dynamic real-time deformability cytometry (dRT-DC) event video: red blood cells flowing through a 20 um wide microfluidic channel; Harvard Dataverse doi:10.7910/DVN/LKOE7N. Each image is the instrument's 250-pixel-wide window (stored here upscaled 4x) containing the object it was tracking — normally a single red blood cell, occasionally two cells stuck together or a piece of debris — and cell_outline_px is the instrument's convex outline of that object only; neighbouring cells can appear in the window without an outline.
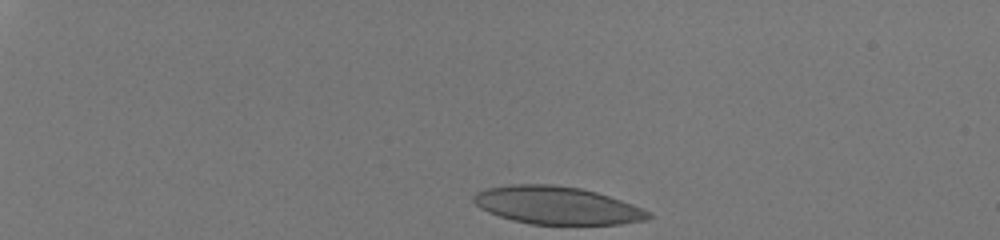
{"species": "human", "species_latin": "Homo sapiens", "temperature_condition": "room temperature", "stored_images_in_passage": 37, "camera_frame_rate_fps": 3000, "um_per_image_px": 0.085, "donor": {"sex": "male"}, "frame": {"image": 1, "passage_image": 1, "time_ms": 0.0, "image_size_px": [1000, 240], "cell_outline_px": [[652, 216], [648, 220], [620, 224], [532, 224], [512, 220], [488, 212], [480, 208], [472, 200], [472, 196], [476, 192], [488, 188], [512, 184], [552, 184], [580, 188], [596, 192], [632, 204], [648, 212]], "centroid_in_image_um": [47.31, 17.45], "position_along_channel_um": 37.7, "area_um2": 38.26}}
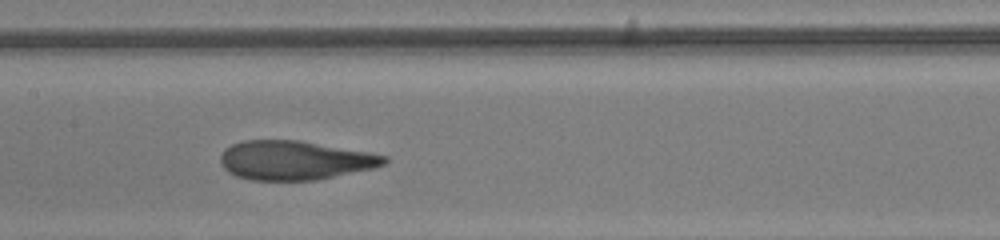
{"frame": {"image": 2, "passage_image": 20, "time_ms": 6.333, "image_size_px": [1000, 240], "cell_outline_px": [[388, 160], [384, 164], [372, 168], [316, 180], [252, 180], [236, 176], [228, 172], [220, 164], [220, 156], [224, 148], [232, 144], [244, 140], [300, 140], [368, 152], [388, 156]], "centroid_in_image_um": [25.01, 13.62], "position_along_channel_um": 182.4, "area_um2": 37.28}}
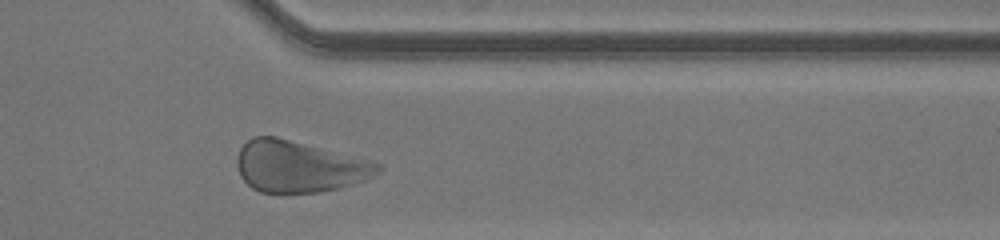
{"frame": {"image": 3, "passage_image": 35, "time_ms": 11.333, "image_size_px": [1000, 240], "cell_outline_px": [[384, 164], [376, 172], [364, 180], [352, 184], [320, 192], [260, 192], [252, 188], [240, 176], [236, 164], [236, 156], [240, 148], [252, 136], [276, 136], [372, 160]], "centroid_in_image_um": [25.38, 14.13], "position_along_channel_um": 386.0, "area_um2": 42.14}, "authors_computed_cell_mechanics": {"area_um2": 38.5526, "velocity_mm_per_s": 4.0676, "shape_relaxation_time_tau1_ms": 3.8879, "shape_relaxation_time_tau2_ms": 1.0325, "deformation_change_tau1": 0.144, "deformation_change_tau2": 0.0733}}